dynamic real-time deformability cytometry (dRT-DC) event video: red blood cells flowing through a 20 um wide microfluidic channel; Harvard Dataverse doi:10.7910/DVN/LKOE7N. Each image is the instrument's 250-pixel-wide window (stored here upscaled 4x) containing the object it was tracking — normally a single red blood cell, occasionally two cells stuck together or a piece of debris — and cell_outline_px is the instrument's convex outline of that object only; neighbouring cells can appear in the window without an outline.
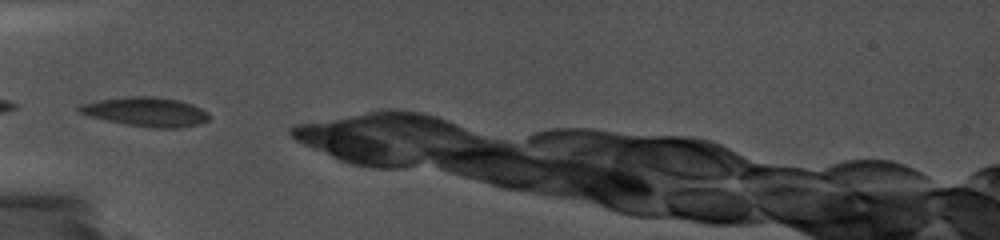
{"species": "common noctule bat (a hibernating species)", "species_latin": "Nyctalus noctula", "temperature_condition": "cold", "stored_images_in_passage": 23, "camera_frame_rate_fps": 5000, "um_per_image_px": 0.085, "animal": {"sex": "female", "body_mass_g": 19.0, "forearm_length_mm": 56.7}, "frame": {"image": 1, "passage_image": 1, "time_ms": 0.0, "image_size_px": [1000, 240], "cell_outline_px": [[208, 120], [200, 124], [180, 128], [152, 128], [124, 124], [92, 116], [80, 112], [76, 108], [80, 104], [96, 100], [132, 96], [152, 96], [180, 100], [192, 104], [208, 112]], "centroid_in_image_um": [12.43, 9.5], "position_along_channel_um": 72.6, "area_um2": 22.08}}